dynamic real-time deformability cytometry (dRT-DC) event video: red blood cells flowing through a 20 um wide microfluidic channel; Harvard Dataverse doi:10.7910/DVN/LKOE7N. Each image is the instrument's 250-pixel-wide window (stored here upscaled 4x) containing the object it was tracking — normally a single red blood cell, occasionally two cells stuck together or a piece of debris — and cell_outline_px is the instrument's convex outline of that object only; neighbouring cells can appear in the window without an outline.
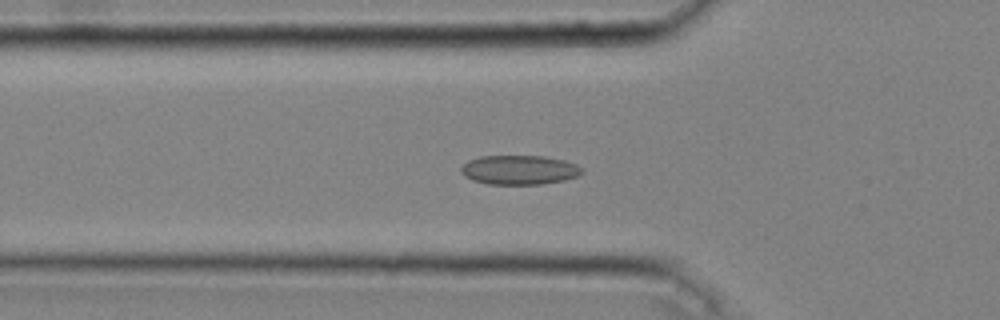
{"species": "common noctule bat (a hibernating species)", "species_latin": "Nyctalus noctula", "temperature_condition": "cold", "stored_images_in_passage": 23, "camera_frame_rate_fps": 3000, "um_per_image_px": 0.085, "animal": {"sex": "male", "body_mass_g": 20.4}, "frame": {"image": 1, "passage_image": 2, "time_ms": 0.333, "image_size_px": [1000, 320], "cell_outline_px": [[584, 172], [576, 176], [564, 180], [540, 184], [488, 184], [472, 180], [464, 176], [460, 172], [460, 168], [468, 160], [480, 156], [544, 156], [564, 160], [576, 164], [584, 168]], "centroid_in_image_um": [44.13, 14.44], "position_along_channel_um": 81.7, "area_um2": 20.75}}
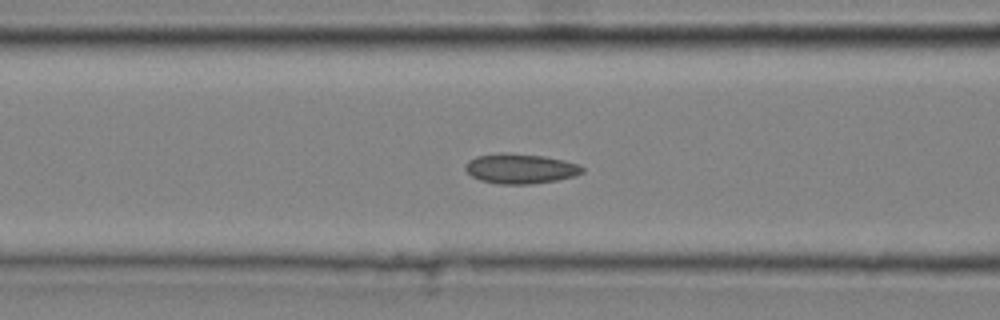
{"frame": {"image": 2, "passage_image": 5, "time_ms": 1.333, "image_size_px": [1000, 320], "cell_outline_px": [[584, 172], [576, 176], [556, 180], [532, 184], [500, 184], [480, 180], [472, 176], [464, 168], [468, 160], [476, 156], [500, 152], [508, 152], [544, 156], [564, 160], [580, 164], [584, 168]], "centroid_in_image_um": [44.25, 14.32], "position_along_channel_um": 122.3, "area_um2": 20.63}}
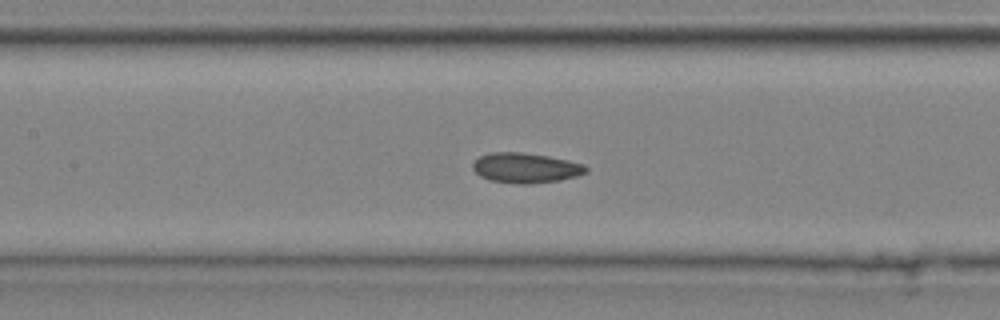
{"frame": {"image": 3, "passage_image": 8, "time_ms": 2.333, "image_size_px": [1000, 320], "cell_outline_px": [[588, 172], [576, 176], [560, 180], [528, 184], [516, 184], [488, 180], [480, 176], [472, 168], [472, 164], [480, 156], [492, 152], [520, 152], [548, 156], [568, 160], [584, 164], [588, 168]], "centroid_in_image_um": [44.68, 14.28], "position_along_channel_um": 162.7, "area_um2": 19.88}}